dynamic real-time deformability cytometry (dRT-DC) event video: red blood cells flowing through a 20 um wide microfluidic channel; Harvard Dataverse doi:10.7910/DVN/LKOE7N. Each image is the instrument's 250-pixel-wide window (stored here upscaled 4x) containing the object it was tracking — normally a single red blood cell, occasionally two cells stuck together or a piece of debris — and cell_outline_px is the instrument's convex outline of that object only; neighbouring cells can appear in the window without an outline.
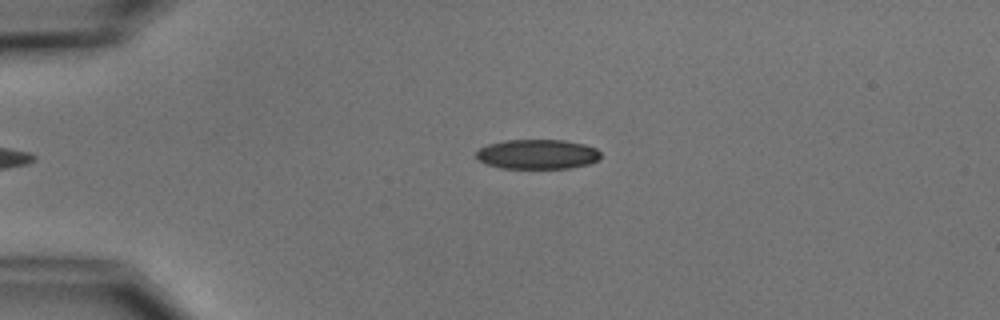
{"species": "common noctule bat (a hibernating species)", "species_latin": "Nyctalus noctula", "temperature_condition": "cold", "stored_images_in_passage": 4, "camera_frame_rate_fps": 3000, "um_per_image_px": 0.085, "animal": {"sex": "male", "body_mass_g": 15.6}, "frame": {"image": 1, "passage_image": 4, "time_ms": 3.667, "image_size_px": [1000, 320], "cell_outline_px": [[600, 160], [588, 164], [568, 168], [500, 168], [484, 164], [476, 160], [476, 152], [480, 148], [488, 144], [504, 140], [564, 140], [584, 144], [596, 148], [600, 152]], "centroid_in_image_um": [45.65, 13.11], "position_along_channel_um": 39.3, "area_um2": 21.73}}